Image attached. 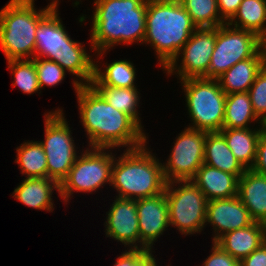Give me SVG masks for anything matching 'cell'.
Segmentation results:
<instances>
[{
  "instance_id": "2e32d148",
  "label": "cell",
  "mask_w": 266,
  "mask_h": 266,
  "mask_svg": "<svg viewBox=\"0 0 266 266\" xmlns=\"http://www.w3.org/2000/svg\"><path fill=\"white\" fill-rule=\"evenodd\" d=\"M213 225L216 233L213 242L226 232L245 228L254 221L240 198L215 199L207 202L206 223Z\"/></svg>"
},
{
  "instance_id": "836d02e7",
  "label": "cell",
  "mask_w": 266,
  "mask_h": 266,
  "mask_svg": "<svg viewBox=\"0 0 266 266\" xmlns=\"http://www.w3.org/2000/svg\"><path fill=\"white\" fill-rule=\"evenodd\" d=\"M212 253L204 262V266H241L240 261L233 258L218 244L213 242Z\"/></svg>"
},
{
  "instance_id": "1f68e13d",
  "label": "cell",
  "mask_w": 266,
  "mask_h": 266,
  "mask_svg": "<svg viewBox=\"0 0 266 266\" xmlns=\"http://www.w3.org/2000/svg\"><path fill=\"white\" fill-rule=\"evenodd\" d=\"M34 57L32 60L36 66L38 84L40 89L45 85H58L65 77V70L55 61Z\"/></svg>"
},
{
  "instance_id": "277c9868",
  "label": "cell",
  "mask_w": 266,
  "mask_h": 266,
  "mask_svg": "<svg viewBox=\"0 0 266 266\" xmlns=\"http://www.w3.org/2000/svg\"><path fill=\"white\" fill-rule=\"evenodd\" d=\"M57 6L37 26L35 57L55 61L64 70L79 77L80 85H90L94 78L95 62L86 52V48L67 34L58 16Z\"/></svg>"
},
{
  "instance_id": "3957f363",
  "label": "cell",
  "mask_w": 266,
  "mask_h": 266,
  "mask_svg": "<svg viewBox=\"0 0 266 266\" xmlns=\"http://www.w3.org/2000/svg\"><path fill=\"white\" fill-rule=\"evenodd\" d=\"M145 24L143 43L153 46L164 69L198 29L179 0H147Z\"/></svg>"
},
{
  "instance_id": "8fae6325",
  "label": "cell",
  "mask_w": 266,
  "mask_h": 266,
  "mask_svg": "<svg viewBox=\"0 0 266 266\" xmlns=\"http://www.w3.org/2000/svg\"><path fill=\"white\" fill-rule=\"evenodd\" d=\"M227 26V27H226ZM216 27V42L208 68V79H217L239 61L253 57L261 49V38L253 32Z\"/></svg>"
},
{
  "instance_id": "9c48e42d",
  "label": "cell",
  "mask_w": 266,
  "mask_h": 266,
  "mask_svg": "<svg viewBox=\"0 0 266 266\" xmlns=\"http://www.w3.org/2000/svg\"><path fill=\"white\" fill-rule=\"evenodd\" d=\"M78 156L67 177L60 184L59 195L68 202L73 192H92L111 184L114 156L106 148H91Z\"/></svg>"
},
{
  "instance_id": "603a6c76",
  "label": "cell",
  "mask_w": 266,
  "mask_h": 266,
  "mask_svg": "<svg viewBox=\"0 0 266 266\" xmlns=\"http://www.w3.org/2000/svg\"><path fill=\"white\" fill-rule=\"evenodd\" d=\"M204 163L233 175H243L246 170L235 158L220 132H207L205 137Z\"/></svg>"
},
{
  "instance_id": "5b68a950",
  "label": "cell",
  "mask_w": 266,
  "mask_h": 266,
  "mask_svg": "<svg viewBox=\"0 0 266 266\" xmlns=\"http://www.w3.org/2000/svg\"><path fill=\"white\" fill-rule=\"evenodd\" d=\"M146 150L145 144L114 160L111 185L118 191L117 197L138 200L165 190L162 163Z\"/></svg>"
},
{
  "instance_id": "8d00e7d4",
  "label": "cell",
  "mask_w": 266,
  "mask_h": 266,
  "mask_svg": "<svg viewBox=\"0 0 266 266\" xmlns=\"http://www.w3.org/2000/svg\"><path fill=\"white\" fill-rule=\"evenodd\" d=\"M243 0H217L219 14L221 18L227 23L237 13L239 5Z\"/></svg>"
},
{
  "instance_id": "8992f818",
  "label": "cell",
  "mask_w": 266,
  "mask_h": 266,
  "mask_svg": "<svg viewBox=\"0 0 266 266\" xmlns=\"http://www.w3.org/2000/svg\"><path fill=\"white\" fill-rule=\"evenodd\" d=\"M56 5L58 0H53L37 12L34 0H11L1 9L0 47L7 61L35 57L37 26Z\"/></svg>"
},
{
  "instance_id": "4fadbf2b",
  "label": "cell",
  "mask_w": 266,
  "mask_h": 266,
  "mask_svg": "<svg viewBox=\"0 0 266 266\" xmlns=\"http://www.w3.org/2000/svg\"><path fill=\"white\" fill-rule=\"evenodd\" d=\"M215 42L216 28H198L179 51L177 57L164 70L168 75L174 73L181 52L182 65L180 64L179 68L176 69L180 80L190 78L208 79V68Z\"/></svg>"
},
{
  "instance_id": "ffe728a7",
  "label": "cell",
  "mask_w": 266,
  "mask_h": 266,
  "mask_svg": "<svg viewBox=\"0 0 266 266\" xmlns=\"http://www.w3.org/2000/svg\"><path fill=\"white\" fill-rule=\"evenodd\" d=\"M263 66V54L260 49L253 57L233 65L217 78V81L226 95L235 92H248Z\"/></svg>"
},
{
  "instance_id": "d590c367",
  "label": "cell",
  "mask_w": 266,
  "mask_h": 266,
  "mask_svg": "<svg viewBox=\"0 0 266 266\" xmlns=\"http://www.w3.org/2000/svg\"><path fill=\"white\" fill-rule=\"evenodd\" d=\"M241 266H266V241L240 261Z\"/></svg>"
},
{
  "instance_id": "ac0fdd59",
  "label": "cell",
  "mask_w": 266,
  "mask_h": 266,
  "mask_svg": "<svg viewBox=\"0 0 266 266\" xmlns=\"http://www.w3.org/2000/svg\"><path fill=\"white\" fill-rule=\"evenodd\" d=\"M266 241V225L253 222L251 225L226 232L215 243L241 261Z\"/></svg>"
},
{
  "instance_id": "ba28073f",
  "label": "cell",
  "mask_w": 266,
  "mask_h": 266,
  "mask_svg": "<svg viewBox=\"0 0 266 266\" xmlns=\"http://www.w3.org/2000/svg\"><path fill=\"white\" fill-rule=\"evenodd\" d=\"M175 183L180 186L173 189ZM165 196L169 224L184 235L200 233L206 223L208 200L199 187L192 180L167 182Z\"/></svg>"
},
{
  "instance_id": "7402d4cb",
  "label": "cell",
  "mask_w": 266,
  "mask_h": 266,
  "mask_svg": "<svg viewBox=\"0 0 266 266\" xmlns=\"http://www.w3.org/2000/svg\"><path fill=\"white\" fill-rule=\"evenodd\" d=\"M265 128L266 125H261L259 130L222 128L219 132L224 136L235 158L245 169H251L256 161L259 137Z\"/></svg>"
},
{
  "instance_id": "9a60e30c",
  "label": "cell",
  "mask_w": 266,
  "mask_h": 266,
  "mask_svg": "<svg viewBox=\"0 0 266 266\" xmlns=\"http://www.w3.org/2000/svg\"><path fill=\"white\" fill-rule=\"evenodd\" d=\"M105 223L107 237L131 246L130 249H140L136 245L140 242L137 200L117 197L108 211Z\"/></svg>"
},
{
  "instance_id": "cb8c5ba5",
  "label": "cell",
  "mask_w": 266,
  "mask_h": 266,
  "mask_svg": "<svg viewBox=\"0 0 266 266\" xmlns=\"http://www.w3.org/2000/svg\"><path fill=\"white\" fill-rule=\"evenodd\" d=\"M228 24L234 25V28L253 32L262 38L266 35V0H243Z\"/></svg>"
},
{
  "instance_id": "4316f807",
  "label": "cell",
  "mask_w": 266,
  "mask_h": 266,
  "mask_svg": "<svg viewBox=\"0 0 266 266\" xmlns=\"http://www.w3.org/2000/svg\"><path fill=\"white\" fill-rule=\"evenodd\" d=\"M16 151L15 161L19 164L22 174L27 175V178L48 177L46 154L40 141H27Z\"/></svg>"
},
{
  "instance_id": "7a4b0ae2",
  "label": "cell",
  "mask_w": 266,
  "mask_h": 266,
  "mask_svg": "<svg viewBox=\"0 0 266 266\" xmlns=\"http://www.w3.org/2000/svg\"><path fill=\"white\" fill-rule=\"evenodd\" d=\"M91 48L98 54L116 44L143 42L147 0H95Z\"/></svg>"
},
{
  "instance_id": "74e56055",
  "label": "cell",
  "mask_w": 266,
  "mask_h": 266,
  "mask_svg": "<svg viewBox=\"0 0 266 266\" xmlns=\"http://www.w3.org/2000/svg\"><path fill=\"white\" fill-rule=\"evenodd\" d=\"M261 50L263 54L264 66L266 67V35L261 38Z\"/></svg>"
},
{
  "instance_id": "d6986e66",
  "label": "cell",
  "mask_w": 266,
  "mask_h": 266,
  "mask_svg": "<svg viewBox=\"0 0 266 266\" xmlns=\"http://www.w3.org/2000/svg\"><path fill=\"white\" fill-rule=\"evenodd\" d=\"M238 197L253 221L266 225V176L246 169L239 178Z\"/></svg>"
},
{
  "instance_id": "4dcf8cb0",
  "label": "cell",
  "mask_w": 266,
  "mask_h": 266,
  "mask_svg": "<svg viewBox=\"0 0 266 266\" xmlns=\"http://www.w3.org/2000/svg\"><path fill=\"white\" fill-rule=\"evenodd\" d=\"M253 112L260 125H266V67L259 71L254 83L248 90Z\"/></svg>"
},
{
  "instance_id": "30bf717a",
  "label": "cell",
  "mask_w": 266,
  "mask_h": 266,
  "mask_svg": "<svg viewBox=\"0 0 266 266\" xmlns=\"http://www.w3.org/2000/svg\"><path fill=\"white\" fill-rule=\"evenodd\" d=\"M62 111L58 109L45 114V141L40 142L46 154L48 178L59 184L67 177L78 157Z\"/></svg>"
},
{
  "instance_id": "e575fe53",
  "label": "cell",
  "mask_w": 266,
  "mask_h": 266,
  "mask_svg": "<svg viewBox=\"0 0 266 266\" xmlns=\"http://www.w3.org/2000/svg\"><path fill=\"white\" fill-rule=\"evenodd\" d=\"M251 169L254 172L266 176V128L261 132L259 137L256 161Z\"/></svg>"
},
{
  "instance_id": "5bb4252c",
  "label": "cell",
  "mask_w": 266,
  "mask_h": 266,
  "mask_svg": "<svg viewBox=\"0 0 266 266\" xmlns=\"http://www.w3.org/2000/svg\"><path fill=\"white\" fill-rule=\"evenodd\" d=\"M140 249L151 250L154 241L169 227L165 190L157 195L137 200Z\"/></svg>"
},
{
  "instance_id": "6da1fadb",
  "label": "cell",
  "mask_w": 266,
  "mask_h": 266,
  "mask_svg": "<svg viewBox=\"0 0 266 266\" xmlns=\"http://www.w3.org/2000/svg\"><path fill=\"white\" fill-rule=\"evenodd\" d=\"M80 119L92 148L136 149L147 143L142 128L127 114L112 107L91 85L73 80Z\"/></svg>"
},
{
  "instance_id": "7c38bea8",
  "label": "cell",
  "mask_w": 266,
  "mask_h": 266,
  "mask_svg": "<svg viewBox=\"0 0 266 266\" xmlns=\"http://www.w3.org/2000/svg\"><path fill=\"white\" fill-rule=\"evenodd\" d=\"M207 132L188 127L179 134L167 163L162 164L166 182L192 180L204 163Z\"/></svg>"
},
{
  "instance_id": "44dd1931",
  "label": "cell",
  "mask_w": 266,
  "mask_h": 266,
  "mask_svg": "<svg viewBox=\"0 0 266 266\" xmlns=\"http://www.w3.org/2000/svg\"><path fill=\"white\" fill-rule=\"evenodd\" d=\"M55 188L60 193V184L51 178H26L14 190L13 197L28 207L52 212L54 208L51 195Z\"/></svg>"
},
{
  "instance_id": "f546056e",
  "label": "cell",
  "mask_w": 266,
  "mask_h": 266,
  "mask_svg": "<svg viewBox=\"0 0 266 266\" xmlns=\"http://www.w3.org/2000/svg\"><path fill=\"white\" fill-rule=\"evenodd\" d=\"M8 65L15 79L13 86H18L27 94L40 90L36 66L32 59L9 60Z\"/></svg>"
},
{
  "instance_id": "e0dca14e",
  "label": "cell",
  "mask_w": 266,
  "mask_h": 266,
  "mask_svg": "<svg viewBox=\"0 0 266 266\" xmlns=\"http://www.w3.org/2000/svg\"><path fill=\"white\" fill-rule=\"evenodd\" d=\"M203 163L192 181L203 192L208 201L227 199L238 195L239 178Z\"/></svg>"
},
{
  "instance_id": "484cf974",
  "label": "cell",
  "mask_w": 266,
  "mask_h": 266,
  "mask_svg": "<svg viewBox=\"0 0 266 266\" xmlns=\"http://www.w3.org/2000/svg\"><path fill=\"white\" fill-rule=\"evenodd\" d=\"M258 120L253 112L248 92H235L228 94L225 99V115L223 128L237 129L249 128L248 122Z\"/></svg>"
},
{
  "instance_id": "f1b7e54d",
  "label": "cell",
  "mask_w": 266,
  "mask_h": 266,
  "mask_svg": "<svg viewBox=\"0 0 266 266\" xmlns=\"http://www.w3.org/2000/svg\"><path fill=\"white\" fill-rule=\"evenodd\" d=\"M197 28H216L225 22L219 13L217 0H179Z\"/></svg>"
},
{
  "instance_id": "52a82bcc",
  "label": "cell",
  "mask_w": 266,
  "mask_h": 266,
  "mask_svg": "<svg viewBox=\"0 0 266 266\" xmlns=\"http://www.w3.org/2000/svg\"><path fill=\"white\" fill-rule=\"evenodd\" d=\"M186 93L193 129L219 132L223 128L226 94L217 79L190 78L181 80Z\"/></svg>"
},
{
  "instance_id": "83f0119b",
  "label": "cell",
  "mask_w": 266,
  "mask_h": 266,
  "mask_svg": "<svg viewBox=\"0 0 266 266\" xmlns=\"http://www.w3.org/2000/svg\"><path fill=\"white\" fill-rule=\"evenodd\" d=\"M112 107L129 115L142 129L137 106L139 92L136 88L92 86Z\"/></svg>"
},
{
  "instance_id": "d4e9b609",
  "label": "cell",
  "mask_w": 266,
  "mask_h": 266,
  "mask_svg": "<svg viewBox=\"0 0 266 266\" xmlns=\"http://www.w3.org/2000/svg\"><path fill=\"white\" fill-rule=\"evenodd\" d=\"M97 65L94 64V78L91 81V86L136 88L134 84L136 69L130 61L119 60L109 63L104 72Z\"/></svg>"
},
{
  "instance_id": "d6a6232c",
  "label": "cell",
  "mask_w": 266,
  "mask_h": 266,
  "mask_svg": "<svg viewBox=\"0 0 266 266\" xmlns=\"http://www.w3.org/2000/svg\"><path fill=\"white\" fill-rule=\"evenodd\" d=\"M114 266H157L151 250L129 249L117 258Z\"/></svg>"
}]
</instances>
